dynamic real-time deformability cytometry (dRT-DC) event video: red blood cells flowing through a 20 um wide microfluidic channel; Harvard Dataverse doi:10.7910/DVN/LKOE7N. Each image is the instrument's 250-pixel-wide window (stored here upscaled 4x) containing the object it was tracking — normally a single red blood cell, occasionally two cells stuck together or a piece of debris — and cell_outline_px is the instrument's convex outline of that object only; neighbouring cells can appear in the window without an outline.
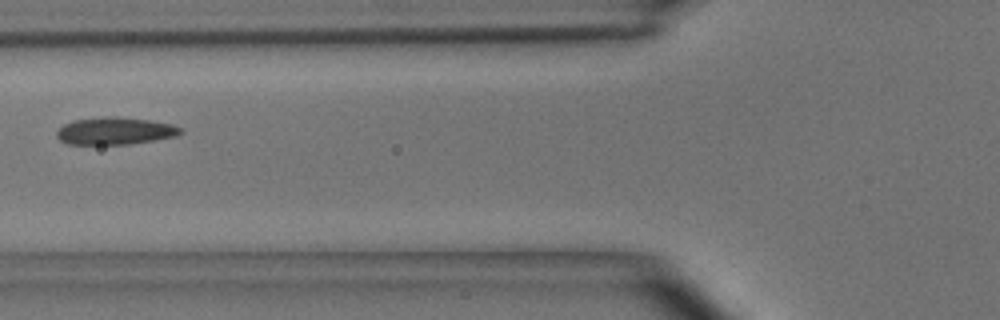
{"species": "common noctule bat (a hibernating species)", "species_latin": "Nyctalus noctula", "temperature_condition": "room temperature", "stored_images_in_passage": 6, "camera_frame_rate_fps": 3000, "um_per_image_px": 0.085, "animal": {"sex": "male", "body_mass_g": 15.6}, "frame": {"image": 1, "passage_image": 6, "time_ms": 1.667, "image_size_px": [1000, 320], "cell_outline_px": [[184, 132], [176, 136], [128, 144], [68, 144], [60, 140], [56, 136], [56, 132], [64, 124], [72, 120], [108, 116], [116, 116], [148, 120], [172, 124], [180, 128]], "centroid_in_image_um": [9.75, 11.12], "position_along_channel_um": 116.0, "area_um2": 19.59}}